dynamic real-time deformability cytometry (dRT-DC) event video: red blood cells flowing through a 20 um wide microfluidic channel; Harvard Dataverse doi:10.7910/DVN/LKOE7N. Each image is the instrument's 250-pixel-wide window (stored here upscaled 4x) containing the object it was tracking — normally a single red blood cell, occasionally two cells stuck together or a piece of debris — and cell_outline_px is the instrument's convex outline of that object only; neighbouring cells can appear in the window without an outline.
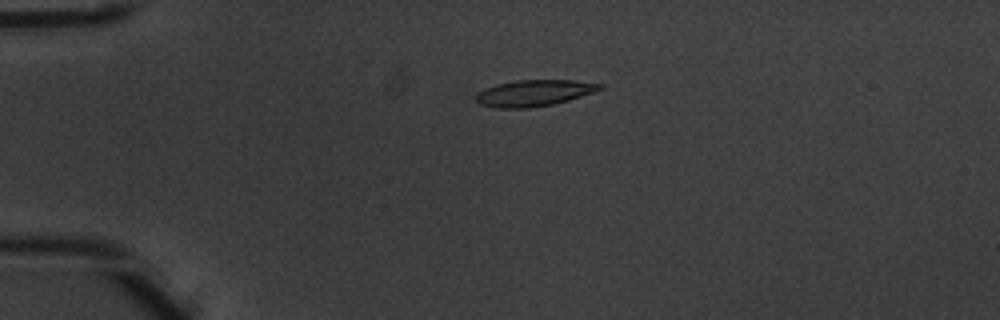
{"species": "common noctule bat (a hibernating species)", "species_latin": "Nyctalus noctula", "temperature_condition": "warm", "stored_images_in_passage": 5, "camera_frame_rate_fps": 3000, "um_per_image_px": 0.085, "animal": {"sex": "male", "body_mass_g": 20.1, "forearm_length_mm": 53.5}, "frame": {"image": 1, "passage_image": 4, "time_ms": 1.0, "image_size_px": [1000, 320], "cell_outline_px": [[604, 88], [568, 100], [552, 104], [528, 108], [496, 108], [480, 104], [476, 100], [476, 96], [480, 92], [496, 84], [516, 80], [572, 80], [604, 84]], "centroid_in_image_um": [45.41, 7.9], "position_along_channel_um": 39.6, "area_um2": 18.73}}